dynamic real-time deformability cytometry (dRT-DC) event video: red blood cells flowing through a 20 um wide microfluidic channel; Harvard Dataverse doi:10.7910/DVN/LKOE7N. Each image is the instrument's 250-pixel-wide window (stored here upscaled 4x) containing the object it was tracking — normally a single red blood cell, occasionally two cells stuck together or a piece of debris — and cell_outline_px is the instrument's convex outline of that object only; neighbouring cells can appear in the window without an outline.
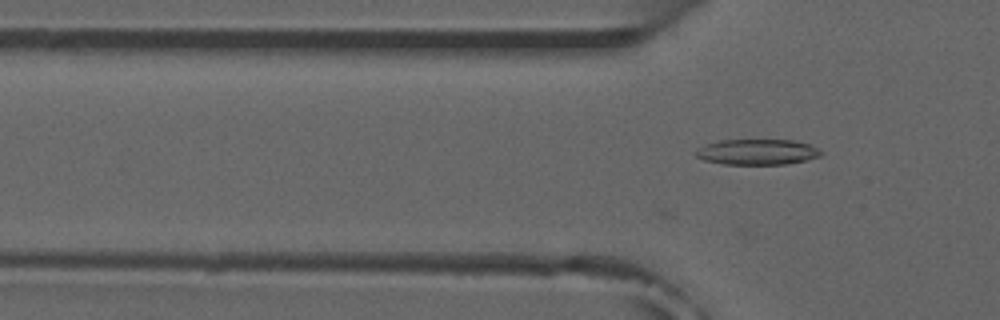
{"species": "common noctule bat (a hibernating species)", "species_latin": "Nyctalus noctula", "temperature_condition": "room temperature", "stored_images_in_passage": 5, "camera_frame_rate_fps": 3000, "um_per_image_px": 0.085, "animal": {"sex": "male", "forearm_length_mm": 52.5}, "frame": {"image": 1, "passage_image": 5, "time_ms": 1.333, "image_size_px": [1000, 320], "cell_outline_px": [[824, 152], [820, 156], [804, 160], [784, 164], [724, 164], [704, 160], [696, 156], [696, 148], [720, 140], [792, 140], [808, 144]], "centroid_in_image_um": [64.35, 12.91], "position_along_channel_um": 61.5, "area_um2": 18.44}}